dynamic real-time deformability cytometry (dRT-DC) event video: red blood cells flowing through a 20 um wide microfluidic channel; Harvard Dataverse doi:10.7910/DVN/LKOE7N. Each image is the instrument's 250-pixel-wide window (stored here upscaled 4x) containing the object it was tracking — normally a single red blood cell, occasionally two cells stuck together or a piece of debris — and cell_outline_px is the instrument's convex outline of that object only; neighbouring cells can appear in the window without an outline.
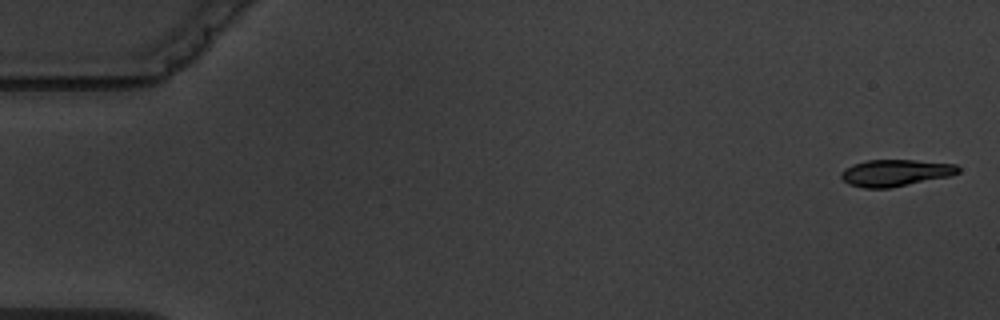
{"species": "common noctule bat (a hibernating species)", "species_latin": "Nyctalus noctula", "temperature_condition": "warm", "stored_images_in_passage": 4, "camera_frame_rate_fps": 3000, "um_per_image_px": 0.085, "animal": {"sex": "male", "body_mass_g": 19.5, "forearm_length_mm": 54.6}, "frame": {"image": 1, "passage_image": 1, "time_ms": 0.0, "image_size_px": [1000, 320], "cell_outline_px": [[960, 172], [952, 176], [888, 188], [864, 188], [848, 184], [840, 176], [840, 172], [844, 168], [852, 164], [868, 160], [916, 160], [956, 164], [960, 168]], "centroid_in_image_um": [76.11, 14.69], "position_along_channel_um": 8.9, "area_um2": 18.38}}